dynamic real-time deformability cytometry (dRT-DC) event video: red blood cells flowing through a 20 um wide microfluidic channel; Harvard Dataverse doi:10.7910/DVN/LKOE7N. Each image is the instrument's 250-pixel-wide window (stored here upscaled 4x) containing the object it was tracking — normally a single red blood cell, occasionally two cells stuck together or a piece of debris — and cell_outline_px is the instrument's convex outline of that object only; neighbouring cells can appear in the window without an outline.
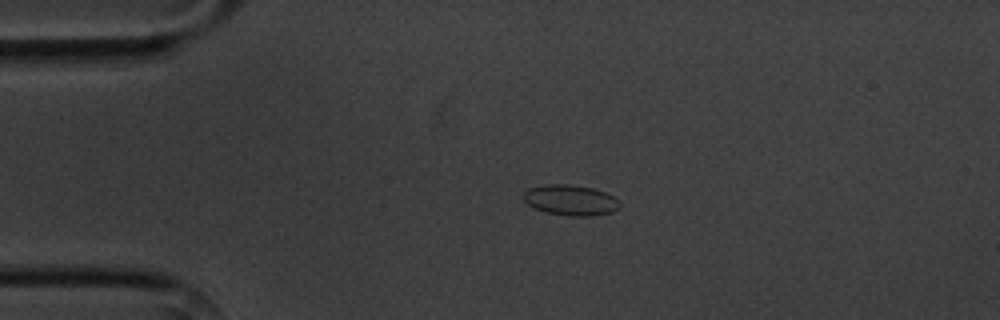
{"species": "common noctule bat (a hibernating species)", "species_latin": "Nyctalus noctula", "temperature_condition": "cold", "stored_images_in_passage": 5, "camera_frame_rate_fps": 3000, "um_per_image_px": 0.085, "animal": {"sex": "male", "body_mass_g": 20.1, "forearm_length_mm": 53.5}, "frame": {"image": 1, "passage_image": 4, "time_ms": 3.667, "image_size_px": [1000, 320], "cell_outline_px": [[620, 208], [612, 212], [592, 216], [572, 216], [544, 212], [528, 204], [524, 200], [524, 192], [528, 188], [544, 184], [568, 184], [592, 188], [604, 192], [620, 200]], "centroid_in_image_um": [48.51, 17.01], "position_along_channel_um": 36.5, "area_um2": 17.17}}